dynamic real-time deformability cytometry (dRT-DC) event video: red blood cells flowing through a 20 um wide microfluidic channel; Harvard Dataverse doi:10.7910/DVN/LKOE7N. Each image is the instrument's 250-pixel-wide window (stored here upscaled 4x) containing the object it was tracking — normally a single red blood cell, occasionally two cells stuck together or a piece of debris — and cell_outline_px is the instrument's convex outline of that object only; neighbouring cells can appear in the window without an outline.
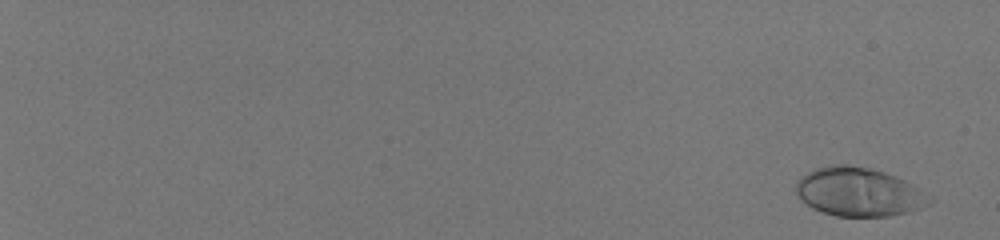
{"species": "human", "species_latin": "Homo sapiens", "temperature_condition": "room temperature", "stored_images_in_passage": 57, "camera_frame_rate_fps": 3000, "um_per_image_px": 0.085, "donor": {"sex": "male"}, "frame": {"image": 1, "passage_image": 3, "time_ms": 0.667, "image_size_px": [1000, 240], "cell_outline_px": [[932, 200], [928, 204], [920, 208], [908, 212], [888, 216], [836, 216], [812, 208], [800, 200], [796, 192], [796, 180], [800, 176], [816, 168], [832, 164], [848, 164], [872, 168], [896, 176], [920, 188], [932, 196]], "centroid_in_image_um": [72.99, 16.3], "position_along_channel_um": 12.0, "area_um2": 38.15}}
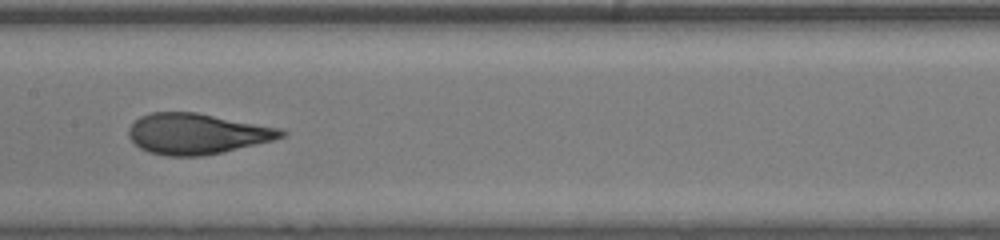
{"frame": {"image": 2, "passage_image": 36, "time_ms": 11.667, "image_size_px": [1000, 240], "cell_outline_px": [[288, 132], [284, 136], [272, 140], [224, 152], [204, 156], [168, 156], [148, 152], [140, 148], [128, 136], [128, 128], [140, 116], [152, 112], [196, 112], [284, 128]], "centroid_in_image_um": [16.77, 11.36], "position_along_channel_um": 190.6, "area_um2": 36.41}}
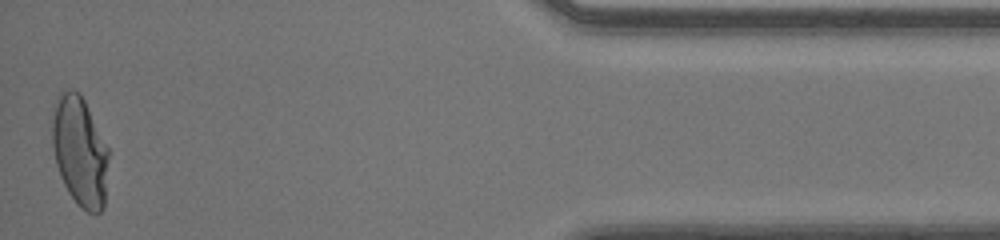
{"frame": {"image": 3, "passage_image": 57, "time_ms": 18.667, "image_size_px": [1000, 240], "cell_outline_px": [[108, 156], [104, 208], [100, 212], [88, 212], [80, 208], [76, 204], [68, 192], [60, 176], [56, 164], [52, 144], [52, 104], [60, 92], [68, 88], [72, 88], [80, 92], [108, 148]], "centroid_in_image_um": [6.75, 12.83], "position_along_channel_um": 428.4, "area_um2": 36.36}, "authors_computed_cell_mechanics": {"area_um2": 36.2406, "velocity_mm_per_s": 4.1016, "shape_relaxation_time_tau1_ms": 8.5112, "shape_relaxation_time_tau2_ms": null, "deformation_change_tau1": 0.3102, "deformation_change_tau2": null}}